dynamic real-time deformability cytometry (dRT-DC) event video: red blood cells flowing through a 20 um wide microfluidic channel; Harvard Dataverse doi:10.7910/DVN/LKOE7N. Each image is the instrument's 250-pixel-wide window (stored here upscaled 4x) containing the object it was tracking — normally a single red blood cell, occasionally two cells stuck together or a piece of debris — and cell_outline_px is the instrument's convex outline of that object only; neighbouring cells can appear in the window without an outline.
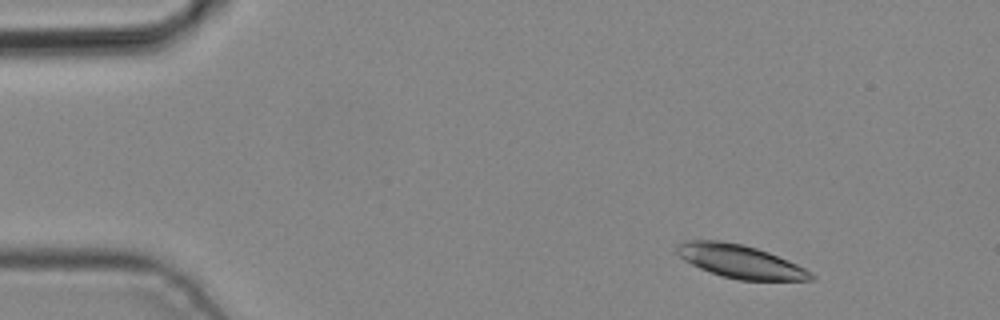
{"species": "common noctule bat (a hibernating species)", "species_latin": "Nyctalus noctula", "temperature_condition": "cold", "stored_images_in_passage": 4, "camera_frame_rate_fps": 3000, "um_per_image_px": 0.085, "animal": {"sex": "male", "body_mass_g": 19.2, "forearm_length_mm": 51.8}, "frame": {"image": 1, "passage_image": 2, "time_ms": 0.333, "image_size_px": [1000, 320], "cell_outline_px": [[816, 280], [740, 280], [720, 276], [700, 268], [684, 260], [676, 252], [676, 244], [684, 240], [720, 240], [744, 244], [768, 252], [788, 260], [812, 272], [816, 276]], "centroid_in_image_um": [62.91, 22.21], "position_along_channel_um": 22.1, "area_um2": 26.13}}